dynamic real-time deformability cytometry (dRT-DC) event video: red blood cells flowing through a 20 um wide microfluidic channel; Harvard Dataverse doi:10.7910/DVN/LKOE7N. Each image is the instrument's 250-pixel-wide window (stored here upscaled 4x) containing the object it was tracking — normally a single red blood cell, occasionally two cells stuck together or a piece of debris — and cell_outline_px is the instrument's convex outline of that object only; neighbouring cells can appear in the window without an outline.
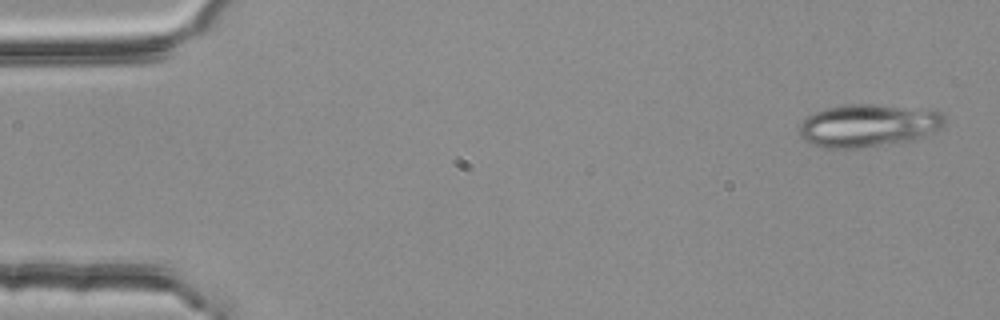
{"species": "common noctule bat (a hibernating species)", "species_latin": "Nyctalus noctula", "temperature_condition": "room temperature", "stored_images_in_passage": 3, "camera_frame_rate_fps": 3000, "um_per_image_px": 0.085, "animal": {"sex": "female", "body_mass_g": 25.1}, "frame": {"image": 1, "passage_image": 1, "time_ms": 0.0, "image_size_px": [1000, 320], "cell_outline_px": [[944, 120], [940, 128], [916, 140], [860, 148], [824, 148], [808, 144], [800, 136], [800, 120], [824, 108], [848, 104], [872, 104], [936, 108], [944, 116]], "centroid_in_image_um": [73.81, 10.66], "position_along_channel_um": 11.2, "area_um2": 36.88}}